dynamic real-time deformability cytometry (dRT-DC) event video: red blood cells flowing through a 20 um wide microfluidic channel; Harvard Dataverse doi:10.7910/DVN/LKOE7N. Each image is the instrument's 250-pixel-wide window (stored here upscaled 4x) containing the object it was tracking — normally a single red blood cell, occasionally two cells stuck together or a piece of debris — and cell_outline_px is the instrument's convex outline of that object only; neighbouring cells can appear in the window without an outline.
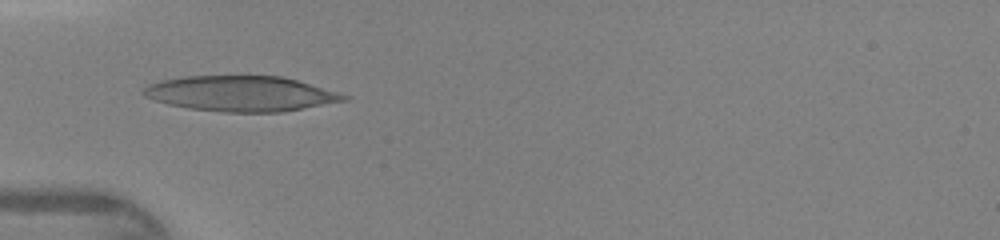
{"species": "human", "species_latin": "Homo sapiens", "temperature_condition": "warm", "stored_images_in_passage": 32, "camera_frame_rate_fps": 3000, "um_per_image_px": 0.085, "donor": {"sex": "female"}, "frame": {"image": 1, "passage_image": 1, "time_ms": 0.0, "image_size_px": [1000, 240], "cell_outline_px": [[352, 96], [348, 100], [284, 112], [224, 112], [188, 108], [168, 104], [144, 96], [140, 92], [148, 84], [160, 80], [180, 76], [284, 76]], "centroid_in_image_um": [20.49, 7.95], "position_along_channel_um": 64.5, "area_um2": 41.56}}
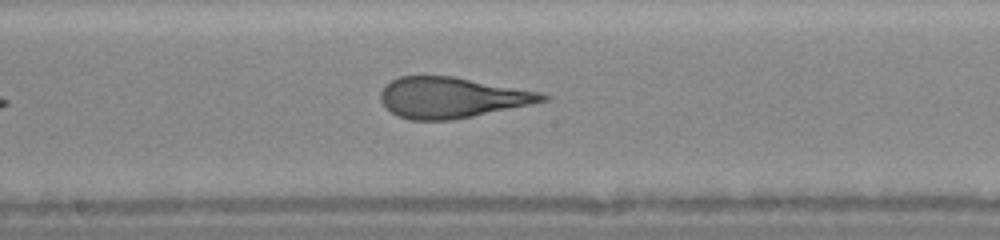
{"frame": {"image": 2, "passage_image": 11, "time_ms": 3.333, "image_size_px": [1000, 240], "cell_outline_px": [[548, 100], [472, 116], [452, 120], [408, 120], [392, 112], [380, 100], [380, 92], [392, 80], [400, 76], [452, 76], [540, 92], [548, 96]], "centroid_in_image_um": [38.37, 8.29], "position_along_channel_um": 209.8, "area_um2": 37.74}}
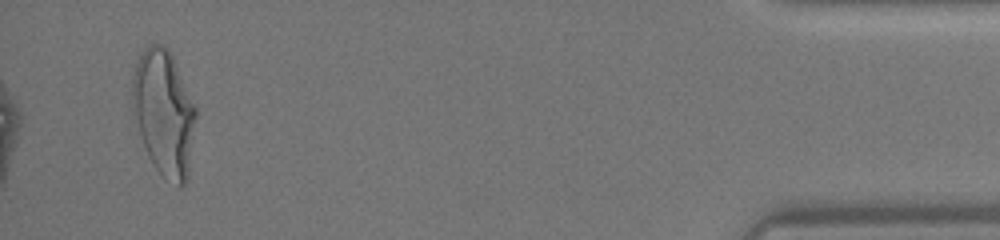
{"frame": {"image": 3, "passage_image": 30, "time_ms": 9.667, "image_size_px": [1000, 240], "cell_outline_px": [[196, 116], [188, 180], [180, 188], [164, 176], [152, 164], [148, 156], [132, 120], [132, 76], [136, 60], [140, 52], [148, 44], [164, 44], [172, 52], [196, 108]], "centroid_in_image_um": [13.9, 9.55], "position_along_channel_um": 421.3, "area_um2": 47.45}}